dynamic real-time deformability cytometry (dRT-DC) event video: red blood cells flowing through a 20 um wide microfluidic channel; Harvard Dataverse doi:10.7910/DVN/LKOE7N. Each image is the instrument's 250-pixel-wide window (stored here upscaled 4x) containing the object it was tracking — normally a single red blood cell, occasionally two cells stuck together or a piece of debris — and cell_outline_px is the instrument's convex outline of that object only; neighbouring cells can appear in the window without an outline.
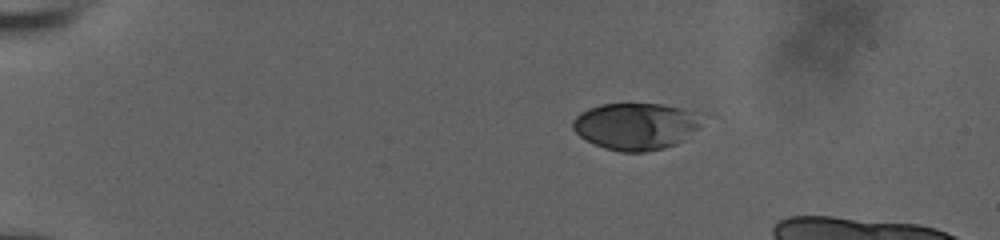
{"species": "human", "species_latin": "Homo sapiens", "temperature_condition": "room temperature", "stored_images_in_passage": 13, "camera_frame_rate_fps": 3000, "um_per_image_px": 0.085, "donor": {"sex": "male"}, "frame": {"image": 1, "passage_image": 1, "time_ms": 0.0, "image_size_px": [1000, 240], "cell_outline_px": [[700, 124], [684, 140], [676, 144], [664, 148], [644, 152], [620, 152], [604, 148], [580, 136], [572, 128], [572, 120], [580, 112], [588, 108], [600, 104], [664, 104], [696, 112]], "centroid_in_image_um": [53.99, 10.73], "position_along_channel_um": 31.0, "area_um2": 35.03}}
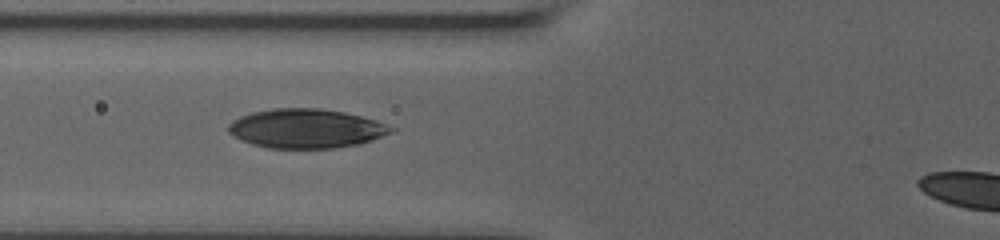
{"frame": {"image": 2, "passage_image": 8, "time_ms": 2.333, "image_size_px": [1000, 240], "cell_outline_px": [[396, 132], [360, 144], [336, 148], [268, 148], [252, 144], [240, 140], [232, 136], [228, 132], [228, 124], [232, 120], [240, 116], [252, 112], [272, 108], [320, 108], [344, 112], [376, 120], [388, 124], [396, 128]], "centroid_in_image_um": [26.04, 10.92], "position_along_channel_um": 99.8, "area_um2": 37.63}}
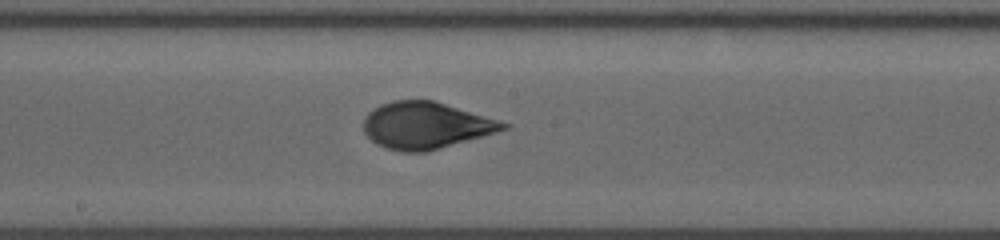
{"frame": {"image": 3, "passage_image": 13, "time_ms": 4.0, "image_size_px": [1000, 240], "cell_outline_px": [[512, 124], [508, 128], [496, 132], [428, 152], [400, 152], [376, 144], [364, 132], [364, 116], [368, 112], [380, 104], [392, 100], [432, 100]], "centroid_in_image_um": [36.17, 10.66], "position_along_channel_um": 212.0, "area_um2": 37.92}}